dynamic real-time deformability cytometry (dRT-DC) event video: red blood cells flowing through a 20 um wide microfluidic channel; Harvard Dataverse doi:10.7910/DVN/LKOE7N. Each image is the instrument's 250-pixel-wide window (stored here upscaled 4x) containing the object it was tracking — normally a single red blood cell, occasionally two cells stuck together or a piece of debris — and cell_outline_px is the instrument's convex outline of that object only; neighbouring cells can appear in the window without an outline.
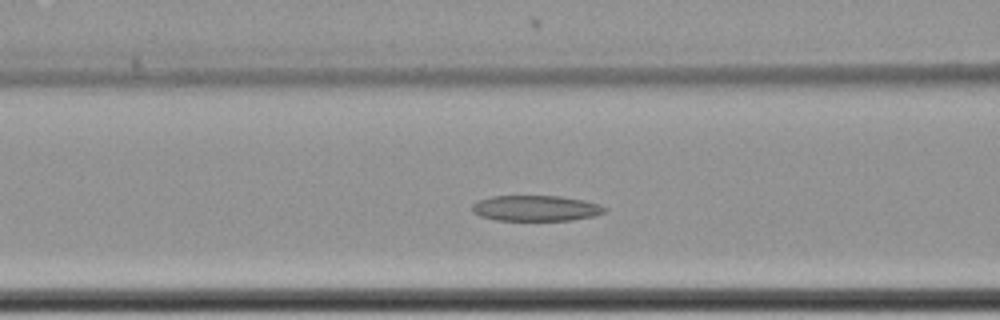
{"species": "common noctule bat (a hibernating species)", "species_latin": "Nyctalus noctula", "temperature_condition": "cold", "stored_images_in_passage": 44, "camera_frame_rate_fps": 3000, "um_per_image_px": 0.085, "animal": {"sex": "female", "body_mass_g": 22.7, "forearm_length_mm": 54.2}, "frame": {"image": 1, "passage_image": 16, "time_ms": 5.0, "image_size_px": [1000, 320], "cell_outline_px": [[608, 208], [604, 212], [596, 216], [572, 220], [496, 220], [480, 216], [472, 212], [472, 204], [480, 200], [492, 196], [560, 196], [584, 200], [600, 204]], "centroid_in_image_um": [45.58, 17.7], "position_along_channel_um": 121.0, "area_um2": 19.88}}
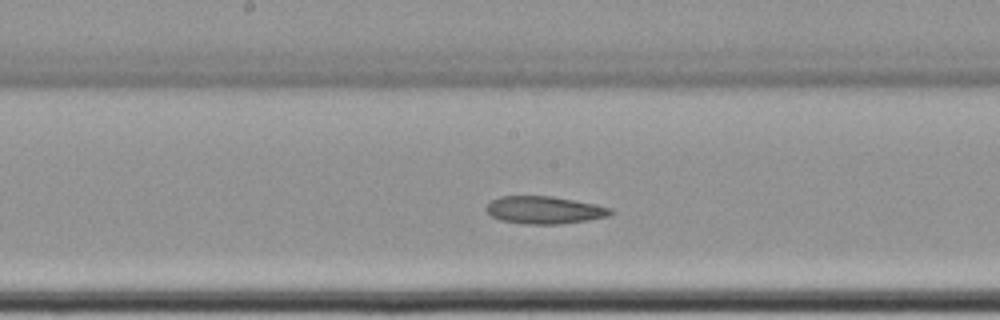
{"frame": {"image": 2, "passage_image": 23, "time_ms": 7.333, "image_size_px": [1000, 320], "cell_outline_px": [[616, 212], [608, 216], [588, 220], [560, 224], [528, 224], [500, 220], [492, 216], [484, 208], [492, 200], [500, 196], [552, 196], [596, 204], [612, 208]], "centroid_in_image_um": [46.3, 17.85], "position_along_channel_um": 201.9, "area_um2": 20.0}}
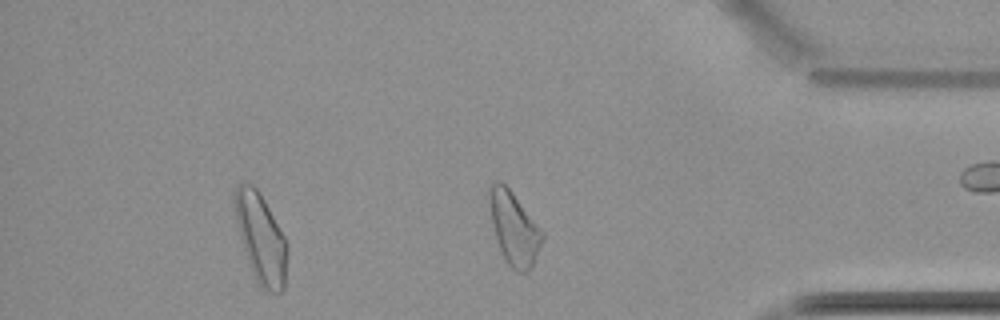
{"frame": {"image": 3, "passage_image": 41, "time_ms": 13.333, "image_size_px": [1000, 320], "cell_outline_px": [[544, 236], [536, 256], [528, 272], [516, 272], [504, 260], [496, 236], [492, 220], [488, 196], [488, 188], [492, 184], [504, 184], [512, 192], [544, 232]], "centroid_in_image_um": [43.7, 19.44], "position_along_channel_um": 391.5, "area_um2": 21.85}}